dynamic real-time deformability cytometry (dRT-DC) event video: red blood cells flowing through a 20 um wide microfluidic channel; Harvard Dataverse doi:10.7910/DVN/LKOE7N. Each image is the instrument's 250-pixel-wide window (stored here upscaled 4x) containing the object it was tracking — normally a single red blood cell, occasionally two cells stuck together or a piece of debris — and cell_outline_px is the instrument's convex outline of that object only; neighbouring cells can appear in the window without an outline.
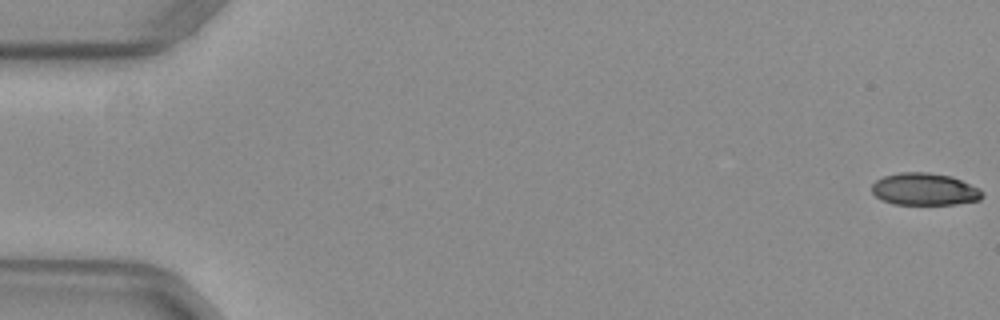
{"species": "common noctule bat (a hibernating species)", "species_latin": "Nyctalus noctula", "temperature_condition": "warm", "stored_images_in_passage": 53, "camera_frame_rate_fps": 3000, "um_per_image_px": 0.085, "animal": {"sex": "female", "body_mass_g": 29.2, "forearm_length_mm": 56.3}, "frame": {"image": 1, "passage_image": 1, "time_ms": 0.0, "image_size_px": [1000, 320], "cell_outline_px": [[984, 196], [980, 200], [956, 204], [892, 204], [876, 196], [872, 192], [872, 184], [876, 180], [884, 176], [900, 172], [928, 172], [948, 176], [960, 180], [980, 188], [984, 192]], "centroid_in_image_um": [78.61, 16.09], "position_along_channel_um": 6.4, "area_um2": 20.69}}
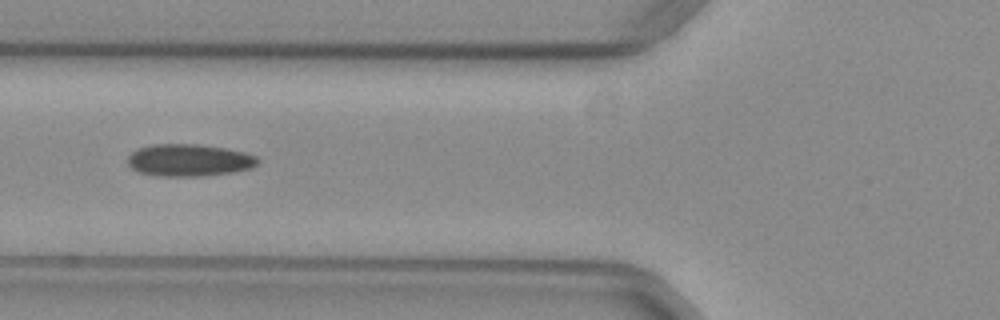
{"frame": {"image": 2, "passage_image": 21, "time_ms": 6.667, "image_size_px": [1000, 320], "cell_outline_px": [[260, 160], [252, 168], [232, 172], [200, 176], [160, 176], [140, 172], [132, 168], [128, 164], [128, 156], [132, 152], [140, 148], [152, 144], [196, 144], [224, 148], [244, 152], [256, 156]], "centroid_in_image_um": [16.08, 13.61], "position_along_channel_um": 109.7, "area_um2": 24.22}}
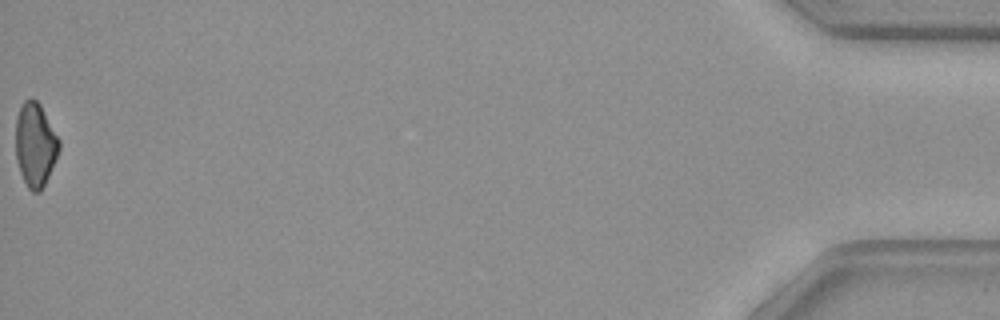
{"frame": {"image": 3, "passage_image": 53, "time_ms": 17.333, "image_size_px": [1000, 320], "cell_outline_px": [[60, 148], [48, 176], [40, 192], [32, 192], [28, 188], [20, 172], [16, 160], [16, 116], [24, 100], [32, 96], [40, 104], [60, 140]], "centroid_in_image_um": [2.99, 12.27], "position_along_channel_um": 432.2, "area_um2": 21.15}, "authors_computed_cell_mechanics": {"area_um2": 22.8888, "velocity_mm_per_s": 4.0106, "shape_relaxation_time_tau1_ms": 11.1007, "shape_relaxation_time_tau2_ms": 5.4509, "deformation_change_tau1": 0.2037, "deformation_change_tau2": 0.0997}}